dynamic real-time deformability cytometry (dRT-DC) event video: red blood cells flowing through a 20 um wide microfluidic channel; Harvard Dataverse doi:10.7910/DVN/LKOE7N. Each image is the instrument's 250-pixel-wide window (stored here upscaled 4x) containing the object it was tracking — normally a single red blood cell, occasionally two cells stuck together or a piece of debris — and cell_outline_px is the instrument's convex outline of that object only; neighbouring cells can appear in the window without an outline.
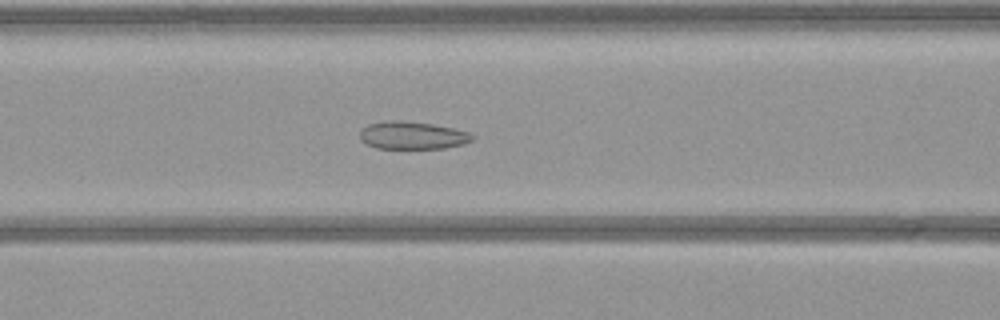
{"species": "common noctule bat (a hibernating species)", "species_latin": "Nyctalus noctula", "temperature_condition": "warm", "stored_images_in_passage": 39, "camera_frame_rate_fps": 3000, "um_per_image_px": 0.085, "animal": {"sex": "female", "body_mass_g": 21.9}, "frame": {"image": 1, "passage_image": 7, "time_ms": 2.0, "image_size_px": [1000, 320], "cell_outline_px": [[476, 136], [472, 140], [464, 144], [444, 148], [376, 148], [360, 140], [360, 128], [368, 124], [384, 120], [400, 120], [432, 124], [452, 128], [468, 132]], "centroid_in_image_um": [35.03, 11.5], "position_along_channel_um": 131.6, "area_um2": 18.21}}
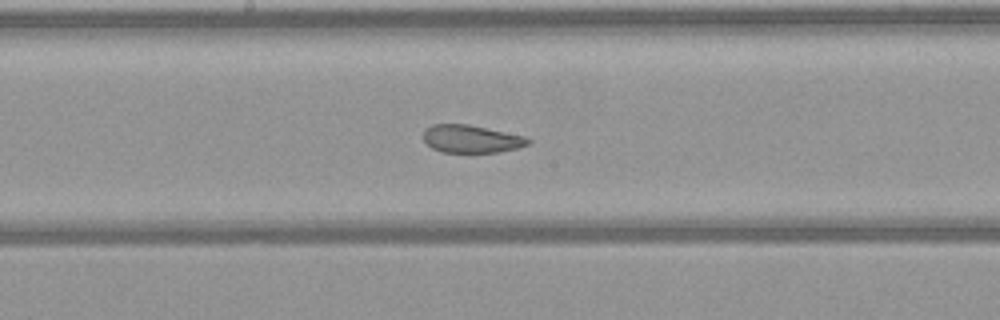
{"frame": {"image": 2, "passage_image": 13, "time_ms": 4.0, "image_size_px": [1000, 320], "cell_outline_px": [[532, 140], [528, 144], [516, 148], [500, 152], [440, 152], [432, 148], [424, 140], [424, 128], [432, 124], [468, 124], [524, 136]], "centroid_in_image_um": [40.03, 11.8], "position_along_channel_um": 208.2, "area_um2": 16.88}}
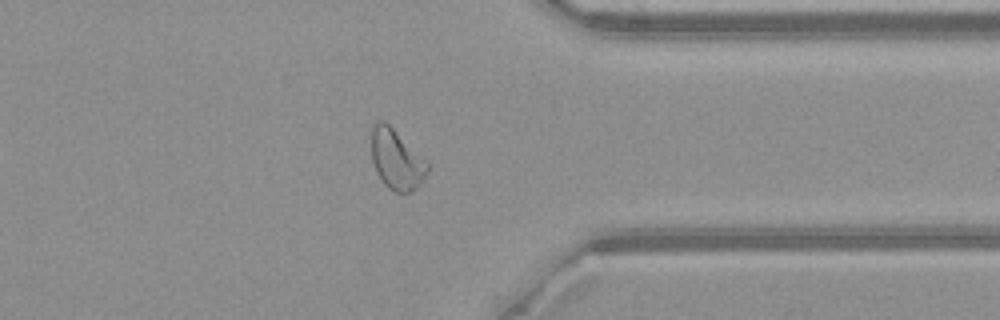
{"frame": {"image": 3, "passage_image": 27, "time_ms": 8.667, "image_size_px": [1000, 320], "cell_outline_px": [[428, 168], [420, 184], [412, 192], [396, 192], [388, 188], [384, 184], [376, 172], [372, 160], [372, 128], [376, 120], [384, 120], [428, 160]], "centroid_in_image_um": [33.7, 13.54], "position_along_channel_um": 377.7, "area_um2": 19.65}}